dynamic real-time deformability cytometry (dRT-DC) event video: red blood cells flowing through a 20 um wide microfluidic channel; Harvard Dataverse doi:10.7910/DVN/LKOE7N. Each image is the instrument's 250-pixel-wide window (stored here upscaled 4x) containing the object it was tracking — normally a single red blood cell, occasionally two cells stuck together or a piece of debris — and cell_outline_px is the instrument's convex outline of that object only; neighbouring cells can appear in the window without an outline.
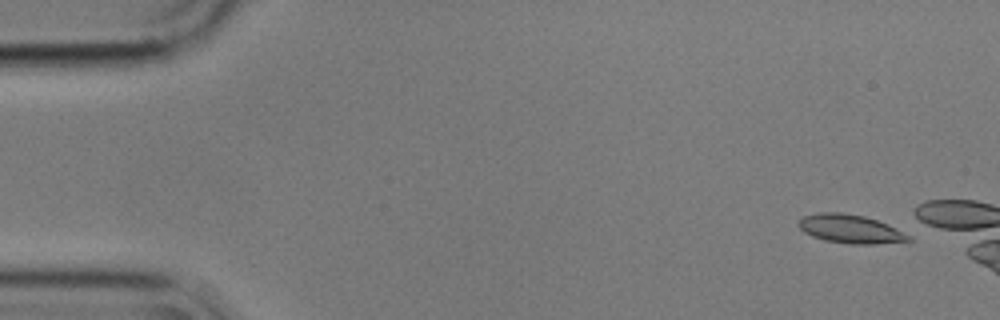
{"species": "common noctule bat (a hibernating species)", "species_latin": "Nyctalus noctula", "temperature_condition": "cold", "stored_images_in_passage": 4, "camera_frame_rate_fps": 3000, "um_per_image_px": 0.085, "animal": {"sex": "male", "body_mass_g": 17.9}, "frame": {"image": 1, "passage_image": 1, "time_ms": 0.0, "image_size_px": [1000, 320], "cell_outline_px": [[912, 240], [876, 244], [848, 244], [824, 240], [812, 236], [804, 232], [796, 224], [796, 220], [804, 216], [820, 212], [840, 212], [864, 216], [888, 224], [912, 236]], "centroid_in_image_um": [72.26, 19.46], "position_along_channel_um": 12.7, "area_um2": 18.5}}